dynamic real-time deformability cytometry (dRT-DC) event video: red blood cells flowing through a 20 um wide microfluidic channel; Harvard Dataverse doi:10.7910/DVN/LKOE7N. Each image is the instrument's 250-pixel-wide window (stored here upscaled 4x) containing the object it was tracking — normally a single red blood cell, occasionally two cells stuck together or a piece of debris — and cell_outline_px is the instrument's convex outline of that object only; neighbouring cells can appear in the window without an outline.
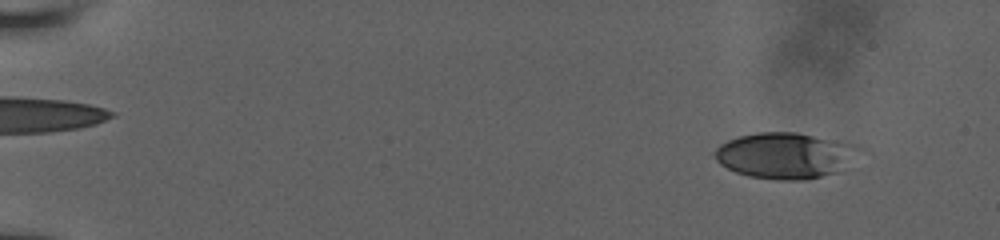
{"species": "human", "species_latin": "Homo sapiens", "temperature_condition": "room temperature", "stored_images_in_passage": 55, "camera_frame_rate_fps": 3000, "um_per_image_px": 0.085, "donor": {"sex": "male"}, "frame": {"image": 1, "passage_image": 5, "time_ms": 1.333, "image_size_px": [1000, 240], "cell_outline_px": [[864, 148], [836, 172], [808, 180], [776, 180], [748, 176], [736, 172], [720, 164], [716, 160], [712, 152], [720, 144], [728, 140], [740, 136], [760, 132], [796, 132], [860, 144]], "centroid_in_image_um": [66.74, 13.21], "position_along_channel_um": 18.3, "area_um2": 38.84}}
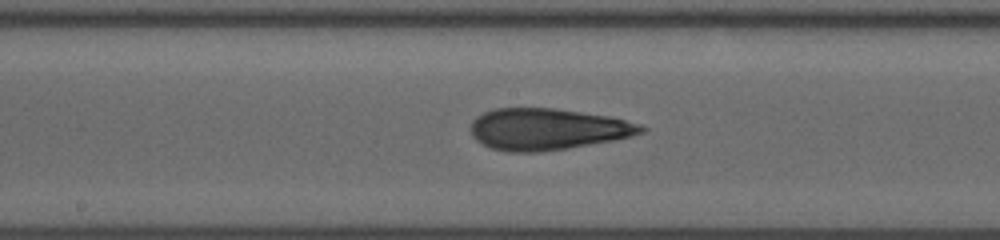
{"frame": {"image": 2, "passage_image": 31, "time_ms": 10.0, "image_size_px": [1000, 240], "cell_outline_px": [[648, 128], [644, 132], [632, 136], [612, 140], [568, 148], [536, 152], [508, 152], [492, 148], [476, 140], [472, 136], [472, 120], [476, 116], [492, 108], [556, 108], [608, 116], [640, 124]], "centroid_in_image_um": [46.52, 10.97], "position_along_channel_um": 201.7, "area_um2": 41.1}}
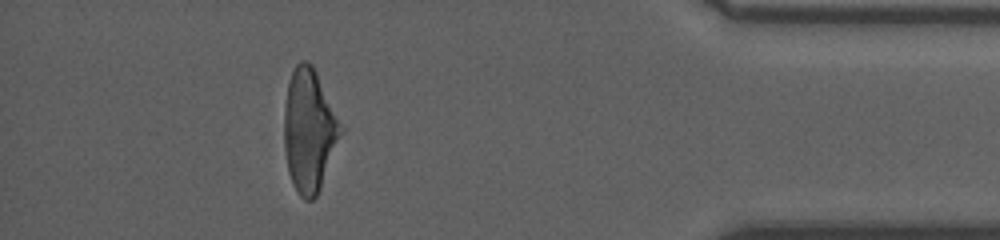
{"frame": {"image": 3, "passage_image": 50, "time_ms": 16.333, "image_size_px": [1000, 240], "cell_outline_px": [[344, 128], [320, 188], [316, 196], [312, 200], [304, 200], [296, 192], [292, 184], [288, 172], [284, 148], [284, 104], [288, 84], [292, 72], [296, 64], [300, 60], [308, 60], [312, 64]], "centroid_in_image_um": [26.26, 11.09], "position_along_channel_um": 408.9, "area_um2": 40.58}, "authors_computed_cell_mechanics": {"area_um2": 39.9976, "velocity_mm_per_s": 3.9097, "shape_relaxation_time_tau1_ms": 7.9459, "shape_relaxation_time_tau2_ms": 2.1002, "deformation_change_tau1": 0.2325, "deformation_change_tau2": 0.1223}}